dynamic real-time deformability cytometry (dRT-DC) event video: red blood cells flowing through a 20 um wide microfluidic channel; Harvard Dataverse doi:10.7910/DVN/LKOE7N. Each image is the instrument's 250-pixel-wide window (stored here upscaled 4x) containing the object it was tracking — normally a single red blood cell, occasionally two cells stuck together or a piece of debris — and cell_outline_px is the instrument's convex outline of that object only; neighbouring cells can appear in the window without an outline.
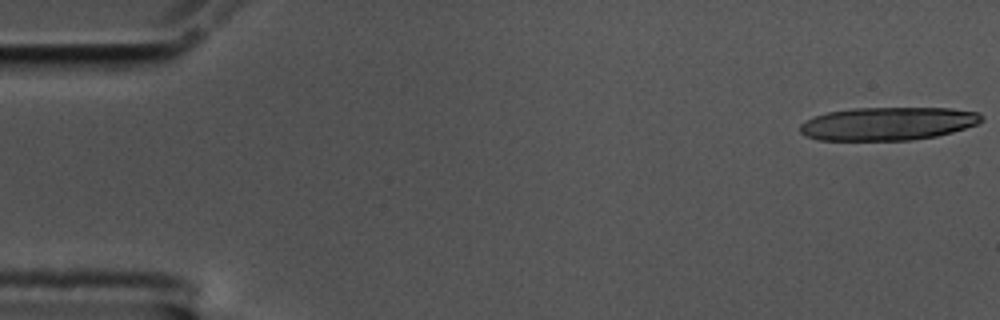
{"species": "common noctule bat (a hibernating species)", "species_latin": "Nyctalus noctula", "temperature_condition": "cold", "stored_images_in_passage": 19, "camera_frame_rate_fps": 3000, "um_per_image_px": 0.085, "animal": {"sex": "male", "body_mass_g": 17.5, "forearm_length_mm": 52.3}, "frame": {"image": 1, "passage_image": 1, "time_ms": 0.0, "image_size_px": [1000, 320], "cell_outline_px": [[984, 120], [976, 124], [952, 132], [936, 136], [912, 140], [820, 140], [804, 136], [800, 132], [800, 124], [812, 116], [828, 112], [852, 108], [952, 108], [980, 112], [984, 116]], "centroid_in_image_um": [75.47, 10.5], "position_along_channel_um": 9.5, "area_um2": 35.32}}